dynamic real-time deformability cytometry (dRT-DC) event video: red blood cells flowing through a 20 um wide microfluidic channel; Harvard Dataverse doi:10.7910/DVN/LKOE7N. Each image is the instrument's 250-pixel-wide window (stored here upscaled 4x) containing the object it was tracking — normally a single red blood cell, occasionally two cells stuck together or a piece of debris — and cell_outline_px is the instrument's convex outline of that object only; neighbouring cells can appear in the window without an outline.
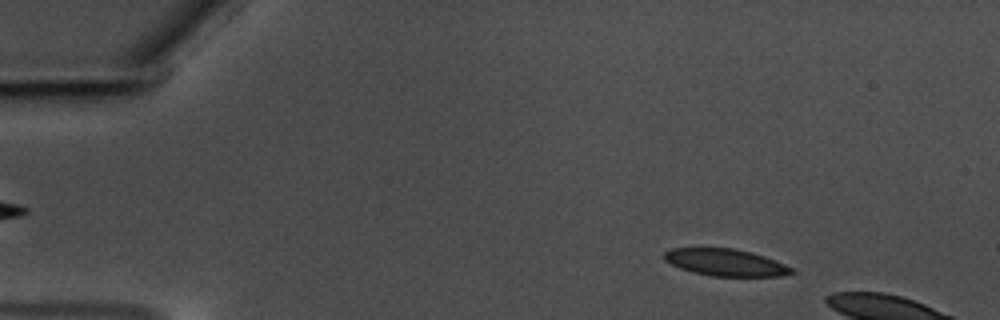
{"species": "common noctule bat (a hibernating species)", "species_latin": "Nyctalus noctula", "temperature_condition": "warm", "stored_images_in_passage": 13, "camera_frame_rate_fps": 3000, "um_per_image_px": 0.085, "animal": {"sex": "male", "body_mass_g": 17.5, "forearm_length_mm": 52.3}, "frame": {"image": 1, "passage_image": 8, "time_ms": 2.333, "image_size_px": [1000, 320], "cell_outline_px": [[796, 272], [780, 276], [712, 276], [692, 272], [680, 268], [664, 260], [664, 252], [672, 248], [732, 248], [764, 256], [796, 268]], "centroid_in_image_um": [61.69, 22.31], "position_along_channel_um": 23.3, "area_um2": 20.0}}